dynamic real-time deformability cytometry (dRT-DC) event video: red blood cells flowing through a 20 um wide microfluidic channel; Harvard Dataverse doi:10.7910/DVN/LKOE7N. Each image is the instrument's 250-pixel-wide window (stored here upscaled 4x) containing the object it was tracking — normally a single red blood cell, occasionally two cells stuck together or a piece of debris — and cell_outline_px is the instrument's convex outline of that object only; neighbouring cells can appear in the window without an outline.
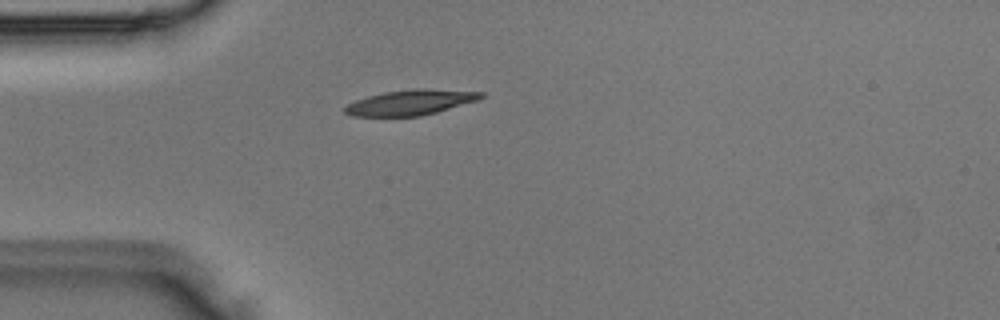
{"species": "Egyptian fruit bat (a non-hibernating species)", "species_latin": "Rousettus aegyptiacus", "temperature_condition": "room temperature", "stored_images_in_passage": 3, "camera_frame_rate_fps": 3000, "um_per_image_px": 0.085, "animal": {"sex": "male"}, "frame": {"image": 1, "passage_image": 3, "time_ms": 0.667, "image_size_px": [1000, 320], "cell_outline_px": [[484, 96], [480, 100], [436, 112], [420, 116], [352, 116], [344, 112], [344, 108], [348, 104], [356, 100], [368, 96], [384, 92], [412, 88], [428, 88], [484, 92]], "centroid_in_image_um": [34.94, 8.69], "position_along_channel_um": 50.1, "area_um2": 20.17}}